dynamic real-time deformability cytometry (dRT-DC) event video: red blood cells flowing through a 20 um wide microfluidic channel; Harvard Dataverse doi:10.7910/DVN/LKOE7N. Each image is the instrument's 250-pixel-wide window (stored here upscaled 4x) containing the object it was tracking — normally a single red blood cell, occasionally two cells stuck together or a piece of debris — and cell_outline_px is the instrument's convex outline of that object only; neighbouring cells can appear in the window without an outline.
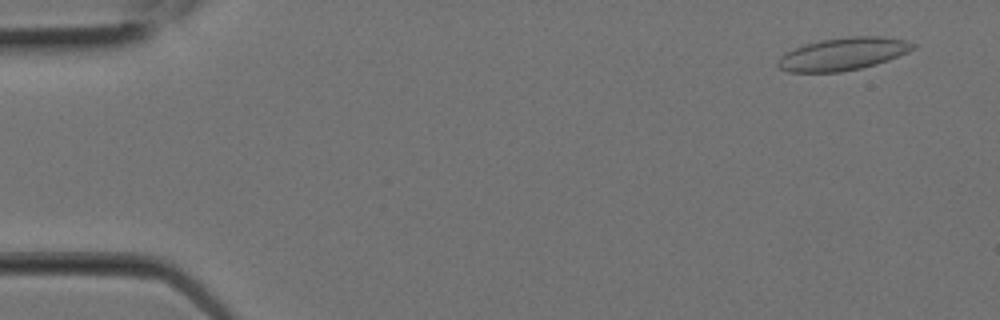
{"species": "Egyptian fruit bat (a non-hibernating species)", "species_latin": "Rousettus aegyptiacus", "temperature_condition": "room temperature", "stored_images_in_passage": 5, "camera_frame_rate_fps": 3000, "um_per_image_px": 0.085, "animal": {"sex": "female"}, "frame": {"image": 1, "passage_image": 1, "time_ms": 0.0, "image_size_px": [1000, 320], "cell_outline_px": [[916, 48], [908, 52], [888, 60], [876, 64], [860, 68], [840, 72], [788, 72], [780, 68], [776, 64], [780, 56], [784, 52], [804, 44], [824, 40], [848, 36], [880, 36], [904, 40], [916, 44]], "centroid_in_image_um": [71.64, 4.59], "position_along_channel_um": 13.4, "area_um2": 25.66}}